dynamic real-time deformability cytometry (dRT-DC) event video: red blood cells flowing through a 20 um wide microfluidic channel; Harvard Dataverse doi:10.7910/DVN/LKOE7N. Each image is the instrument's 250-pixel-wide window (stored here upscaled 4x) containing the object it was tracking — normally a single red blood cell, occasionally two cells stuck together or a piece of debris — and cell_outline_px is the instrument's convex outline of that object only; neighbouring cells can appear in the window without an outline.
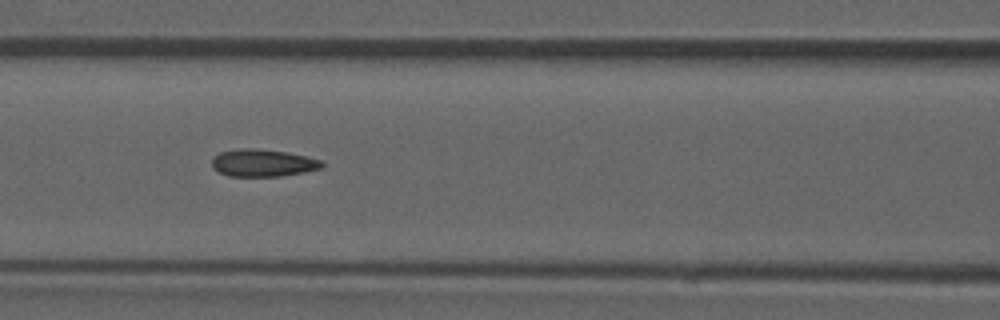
{"species": "common noctule bat (a hibernating species)", "species_latin": "Nyctalus noctula", "temperature_condition": "room temperature", "stored_images_in_passage": 15, "camera_frame_rate_fps": 3000, "um_per_image_px": 0.085, "animal": {"sex": "male", "forearm_length_mm": 52.5}, "frame": {"image": 1, "passage_image": 9, "time_ms": 2.667, "image_size_px": [1000, 320], "cell_outline_px": [[324, 168], [304, 172], [280, 176], [228, 176], [212, 168], [212, 156], [220, 152], [240, 148], [256, 148], [288, 152], [308, 156], [320, 160], [324, 164]], "centroid_in_image_um": [22.35, 13.84], "position_along_channel_um": 144.3, "area_um2": 17.74}}